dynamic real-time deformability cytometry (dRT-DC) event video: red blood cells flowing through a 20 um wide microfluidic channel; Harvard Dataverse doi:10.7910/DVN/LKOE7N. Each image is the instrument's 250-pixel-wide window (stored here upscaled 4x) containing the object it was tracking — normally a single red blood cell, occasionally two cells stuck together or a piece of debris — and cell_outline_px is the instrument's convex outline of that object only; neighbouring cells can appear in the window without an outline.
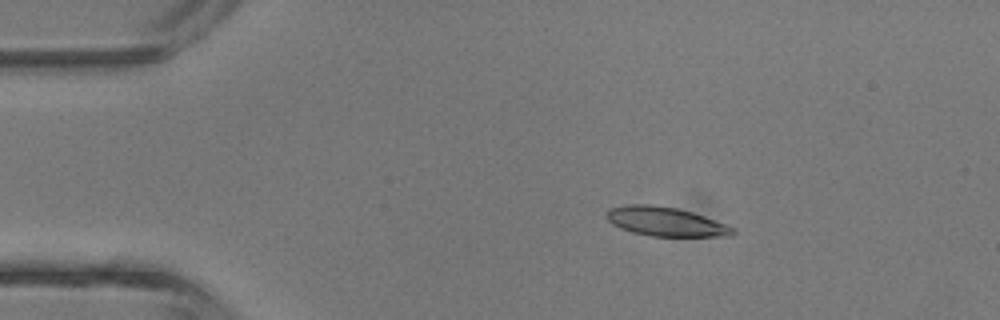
{"species": "common noctule bat (a hibernating species)", "species_latin": "Nyctalus noctula", "temperature_condition": "room temperature", "stored_images_in_passage": 4, "camera_frame_rate_fps": 3000, "um_per_image_px": 0.085, "animal": {"sex": "male", "body_mass_g": 13.3}, "frame": {"image": 1, "passage_image": 2, "time_ms": 1.0, "image_size_px": [1000, 320], "cell_outline_px": [[736, 232], [732, 236], [652, 236], [632, 232], [620, 228], [612, 224], [604, 216], [608, 208], [628, 204], [648, 204], [676, 208], [692, 212], [704, 216], [736, 228]], "centroid_in_image_um": [56.55, 18.83], "position_along_channel_um": 28.4, "area_um2": 21.5}}
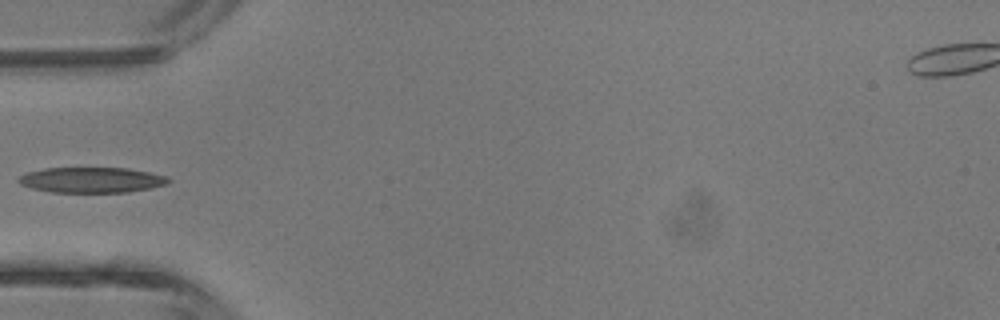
{"frame": {"image": 2, "passage_image": 4, "time_ms": 3.333, "image_size_px": [1000, 320], "cell_outline_px": [[172, 180], [168, 184], [152, 188], [128, 192], [52, 192], [32, 188], [20, 184], [16, 180], [20, 176], [28, 172], [44, 168], [128, 168], [168, 176]], "centroid_in_image_um": [7.82, 15.3], "position_along_channel_um": 77.2, "area_um2": 22.31}}